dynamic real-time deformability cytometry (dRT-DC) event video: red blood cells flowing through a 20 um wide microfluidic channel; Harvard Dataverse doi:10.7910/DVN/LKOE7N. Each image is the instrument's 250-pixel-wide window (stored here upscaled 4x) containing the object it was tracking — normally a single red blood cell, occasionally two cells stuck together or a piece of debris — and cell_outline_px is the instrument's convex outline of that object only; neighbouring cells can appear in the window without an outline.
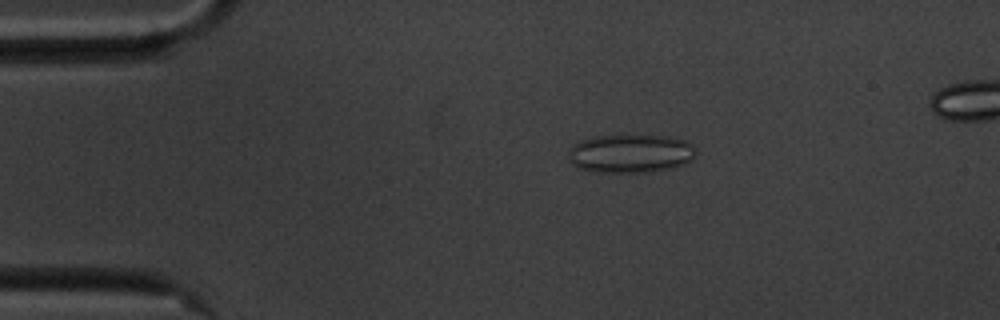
{"species": "common noctule bat (a hibernating species)", "species_latin": "Nyctalus noctula", "temperature_condition": "cold", "stored_images_in_passage": 56, "camera_frame_rate_fps": 3000, "um_per_image_px": 0.085, "animal": {"sex": "male", "body_mass_g": 20.1, "forearm_length_mm": 53.5}, "frame": {"image": 1, "passage_image": 11, "time_ms": 3.333, "image_size_px": [1000, 320], "cell_outline_px": [[696, 152], [692, 160], [668, 168], [648, 172], [596, 172], [580, 168], [572, 164], [568, 160], [568, 152], [572, 144], [580, 140], [592, 136], [668, 136], [684, 140]], "centroid_in_image_um": [53.51, 13.05], "position_along_channel_um": 31.5, "area_um2": 28.32}}
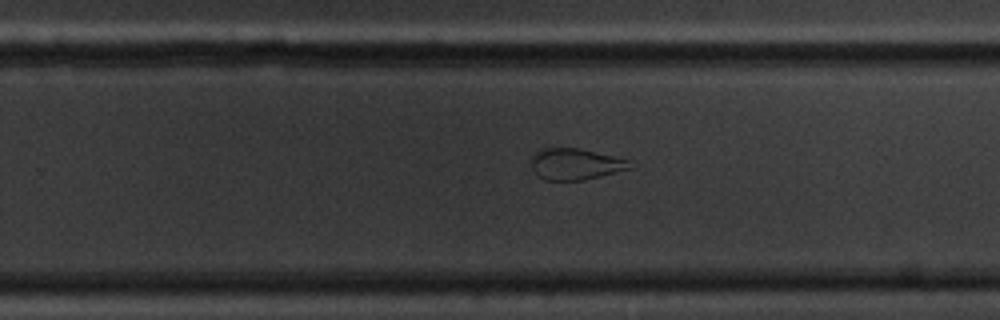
{"frame": {"image": 2, "passage_image": 36, "time_ms": 11.667, "image_size_px": [1000, 320], "cell_outline_px": [[632, 168], [584, 180], [544, 180], [532, 168], [532, 156], [540, 148], [580, 148], [628, 160]], "centroid_in_image_um": [48.89, 13.94], "position_along_channel_um": 280.9, "area_um2": 17.74}}
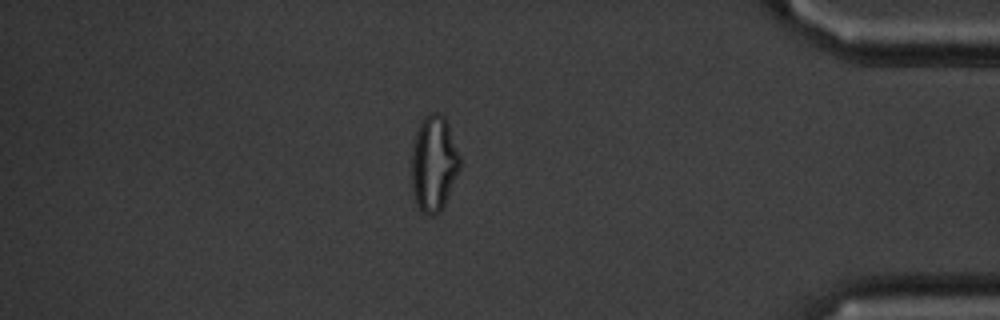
{"frame": {"image": 3, "passage_image": 49, "time_ms": 16.0, "image_size_px": [1000, 320], "cell_outline_px": [[460, 168], [444, 208], [436, 216], [428, 216], [416, 208], [412, 192], [412, 148], [416, 132], [424, 116], [432, 112], [436, 112], [444, 116], [448, 124], [460, 156]], "centroid_in_image_um": [36.87, 13.97], "position_along_channel_um": 398.3, "area_um2": 27.4}}